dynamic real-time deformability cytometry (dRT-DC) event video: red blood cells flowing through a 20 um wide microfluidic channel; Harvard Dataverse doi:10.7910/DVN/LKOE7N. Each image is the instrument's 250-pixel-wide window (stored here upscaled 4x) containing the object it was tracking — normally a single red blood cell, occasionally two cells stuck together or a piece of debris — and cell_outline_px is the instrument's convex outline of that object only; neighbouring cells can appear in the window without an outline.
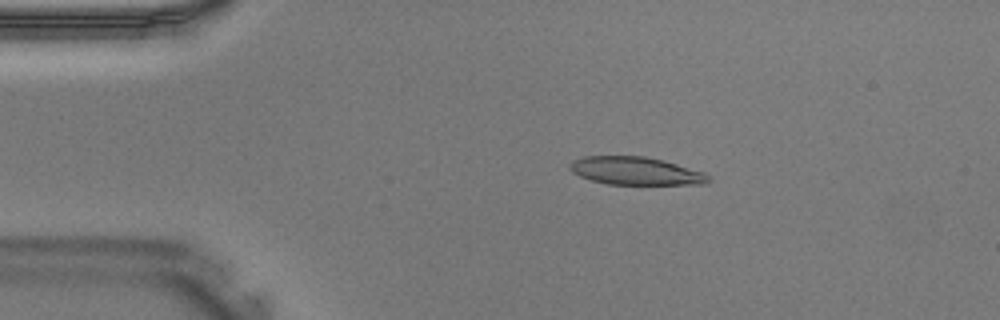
{"species": "Egyptian fruit bat (a non-hibernating species)", "species_latin": "Rousettus aegyptiacus", "temperature_condition": "warm", "stored_images_in_passage": 39, "camera_frame_rate_fps": 3000, "um_per_image_px": 0.085, "animal": {"sex": "male"}, "frame": {"image": 1, "passage_image": 7, "time_ms": 2.0, "image_size_px": [1000, 320], "cell_outline_px": [[712, 180], [708, 184], [608, 184], [592, 180], [580, 176], [572, 172], [568, 168], [568, 164], [572, 160], [584, 156], [644, 156], [664, 160], [704, 172]], "centroid_in_image_um": [54.03, 14.52], "position_along_channel_um": 31.0, "area_um2": 22.66}}
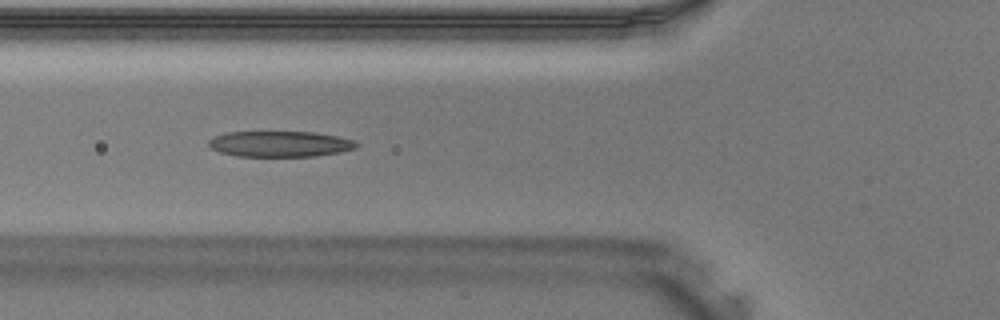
{"frame": {"image": 2, "passage_image": 14, "time_ms": 4.333, "image_size_px": [1000, 320], "cell_outline_px": [[360, 144], [356, 148], [316, 156], [236, 156], [220, 152], [212, 148], [208, 144], [208, 140], [212, 136], [228, 132], [316, 132], [336, 136], [352, 140]], "centroid_in_image_um": [23.76, 12.23], "position_along_channel_um": 102.0, "area_um2": 22.08}}
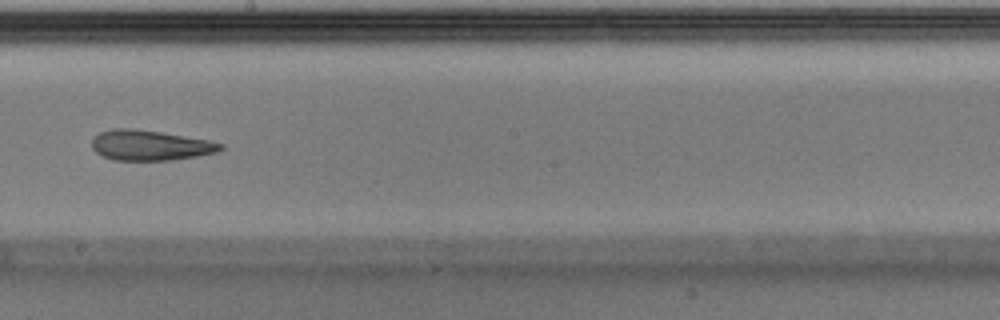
{"frame": {"image": 3, "passage_image": 22, "time_ms": 7.0, "image_size_px": [1000, 320], "cell_outline_px": [[224, 148], [216, 152], [196, 156], [172, 160], [112, 160], [100, 156], [92, 148], [92, 136], [100, 132], [112, 128], [132, 128], [160, 132], [208, 140], [224, 144]], "centroid_in_image_um": [12.7, 12.35], "position_along_channel_um": 235.5, "area_um2": 22.77}}